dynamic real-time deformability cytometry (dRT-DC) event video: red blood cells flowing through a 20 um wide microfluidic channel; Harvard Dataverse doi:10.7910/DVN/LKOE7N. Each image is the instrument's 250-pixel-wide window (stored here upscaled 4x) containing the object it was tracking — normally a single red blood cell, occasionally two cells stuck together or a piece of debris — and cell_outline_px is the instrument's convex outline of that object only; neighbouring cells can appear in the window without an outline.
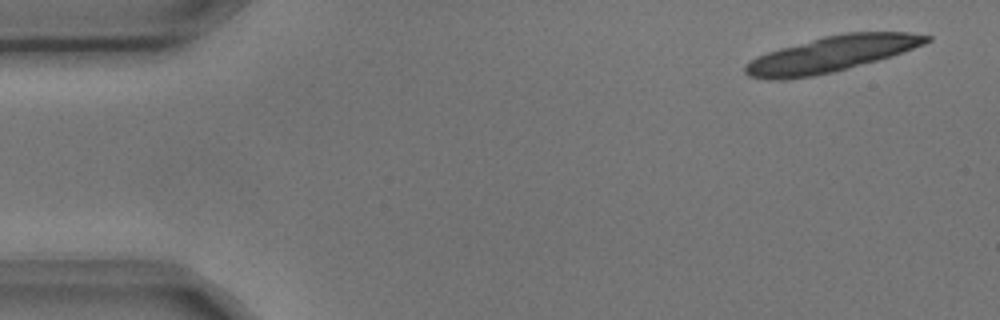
{"species": "common noctule bat (a hibernating species)", "species_latin": "Nyctalus noctula", "temperature_condition": "cold", "stored_images_in_passage": 4, "camera_frame_rate_fps": 3000, "um_per_image_px": 0.085, "animal": {"sex": "male", "body_mass_g": 17.9, "forearm_length_mm": 54.2}, "frame": {"image": 1, "passage_image": 1, "time_ms": 0.0, "image_size_px": [1000, 320], "cell_outline_px": [[932, 40], [924, 44], [892, 56], [832, 72], [812, 76], [784, 80], [768, 80], [748, 76], [744, 72], [744, 64], [756, 56], [780, 48], [824, 36], [844, 32], [908, 32], [932, 36]], "centroid_in_image_um": [70.63, 4.6], "position_along_channel_um": 14.4, "area_um2": 37.69}}